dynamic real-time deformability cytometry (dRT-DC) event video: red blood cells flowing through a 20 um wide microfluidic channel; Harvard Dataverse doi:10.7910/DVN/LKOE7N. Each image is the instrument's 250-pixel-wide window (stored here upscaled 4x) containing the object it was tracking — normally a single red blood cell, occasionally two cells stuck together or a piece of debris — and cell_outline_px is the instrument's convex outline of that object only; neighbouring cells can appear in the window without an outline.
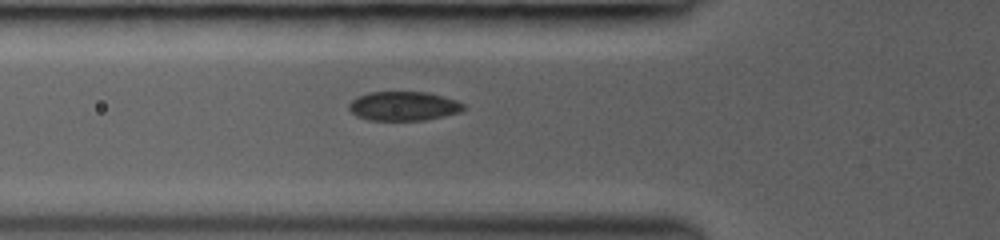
{"species": "common noctule bat (a hibernating species)", "species_latin": "Nyctalus noctula", "temperature_condition": "room temperature", "stored_images_in_passage": 7, "camera_frame_rate_fps": 3000, "um_per_image_px": 0.085, "animal": {"sex": "female", "body_mass_g": 19.0, "forearm_length_mm": 53.3}, "frame": {"image": 1, "passage_image": 2, "time_ms": 0.333, "image_size_px": [1000, 240], "cell_outline_px": [[468, 108], [460, 112], [444, 116], [424, 120], [368, 120], [356, 116], [348, 108], [348, 104], [356, 96], [368, 92], [428, 92], [456, 100], [464, 104]], "centroid_in_image_um": [34.3, 9.01], "position_along_channel_um": 91.5, "area_um2": 19.65}}
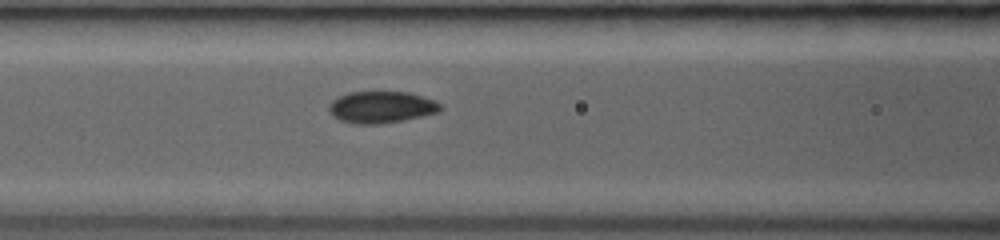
{"frame": {"image": 2, "passage_image": 4, "time_ms": 1.333, "image_size_px": [1000, 240], "cell_outline_px": [[444, 108], [440, 112], [404, 120], [376, 124], [352, 124], [340, 120], [332, 116], [328, 112], [328, 104], [332, 100], [348, 92], [408, 92], [436, 100]], "centroid_in_image_um": [32.41, 9.11], "position_along_channel_um": 134.2, "area_um2": 20.87}}
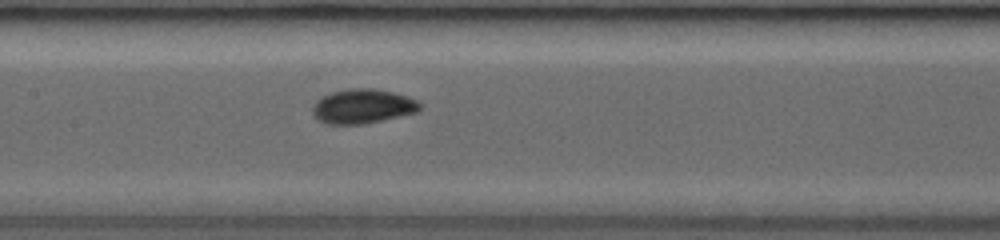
{"frame": {"image": 3, "passage_image": 7, "time_ms": 2.333, "image_size_px": [1000, 240], "cell_outline_px": [[420, 108], [416, 112], [364, 124], [328, 124], [320, 120], [312, 112], [312, 104], [320, 96], [332, 92], [348, 88], [372, 88], [392, 92], [416, 100], [420, 104]], "centroid_in_image_um": [30.77, 9.02], "position_along_channel_um": 176.6, "area_um2": 21.33}}